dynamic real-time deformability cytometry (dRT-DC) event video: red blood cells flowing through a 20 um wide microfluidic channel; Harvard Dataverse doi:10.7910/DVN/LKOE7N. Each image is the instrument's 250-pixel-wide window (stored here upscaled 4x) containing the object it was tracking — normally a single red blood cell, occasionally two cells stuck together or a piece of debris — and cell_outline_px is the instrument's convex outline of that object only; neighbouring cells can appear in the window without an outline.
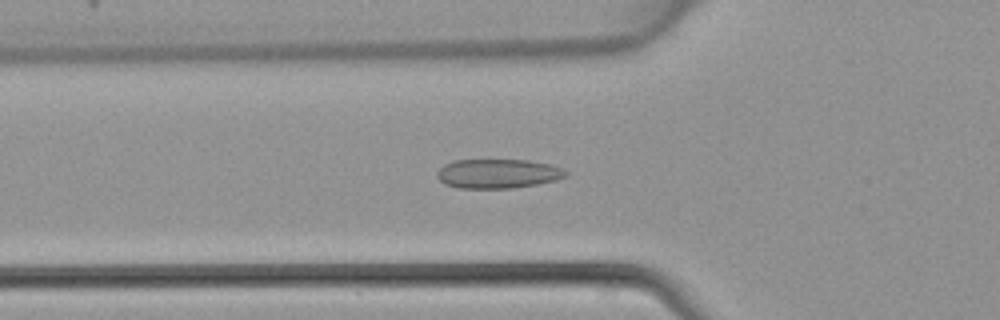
{"species": "common noctule bat (a hibernating species)", "species_latin": "Nyctalus noctula", "temperature_condition": "warm", "stored_images_in_passage": 45, "camera_frame_rate_fps": 3000, "um_per_image_px": 0.085, "animal": {"sex": "female", "body_mass_g": 22.7, "forearm_length_mm": 54.2}, "frame": {"image": 1, "passage_image": 16, "time_ms": 5.0, "image_size_px": [1000, 320], "cell_outline_px": [[568, 176], [556, 180], [536, 184], [512, 188], [460, 188], [444, 184], [436, 176], [436, 172], [444, 164], [452, 160], [528, 160], [552, 164], [564, 168], [568, 172]], "centroid_in_image_um": [42.34, 14.75], "position_along_channel_um": 83.5, "area_um2": 22.2}}
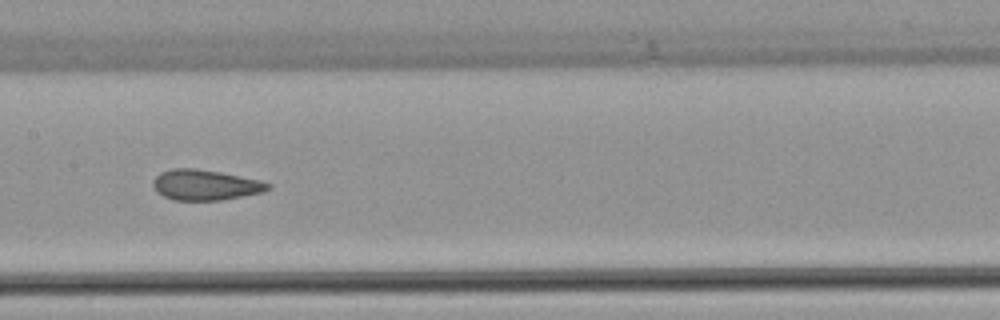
{"frame": {"image": 2, "passage_image": 23, "time_ms": 7.333, "image_size_px": [1000, 320], "cell_outline_px": [[272, 188], [264, 192], [220, 200], [176, 200], [164, 196], [156, 192], [152, 184], [152, 180], [160, 172], [172, 168], [196, 168], [220, 172], [260, 180], [272, 184]], "centroid_in_image_um": [17.45, 15.71], "position_along_channel_um": 190.0, "area_um2": 20.52}}
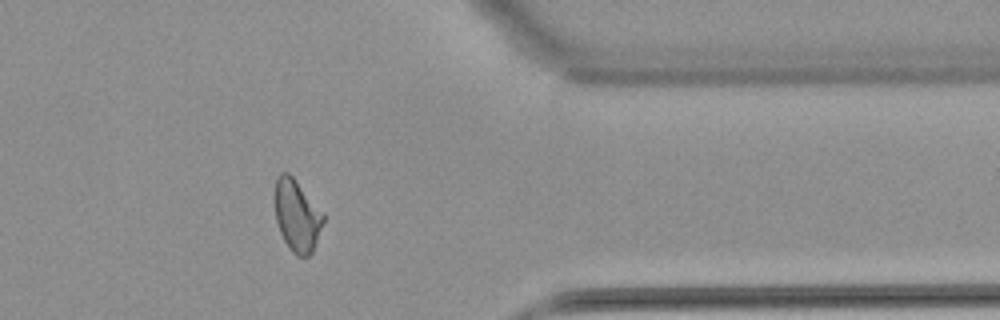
{"frame": {"image": 3, "passage_image": 37, "time_ms": 12.0, "image_size_px": [1000, 320], "cell_outline_px": [[324, 220], [312, 252], [308, 256], [296, 256], [292, 252], [284, 240], [280, 232], [276, 220], [276, 176], [280, 172], [288, 172], [292, 176], [324, 212]], "centroid_in_image_um": [25.25, 18.32], "position_along_channel_um": 386.1, "area_um2": 20.06}}